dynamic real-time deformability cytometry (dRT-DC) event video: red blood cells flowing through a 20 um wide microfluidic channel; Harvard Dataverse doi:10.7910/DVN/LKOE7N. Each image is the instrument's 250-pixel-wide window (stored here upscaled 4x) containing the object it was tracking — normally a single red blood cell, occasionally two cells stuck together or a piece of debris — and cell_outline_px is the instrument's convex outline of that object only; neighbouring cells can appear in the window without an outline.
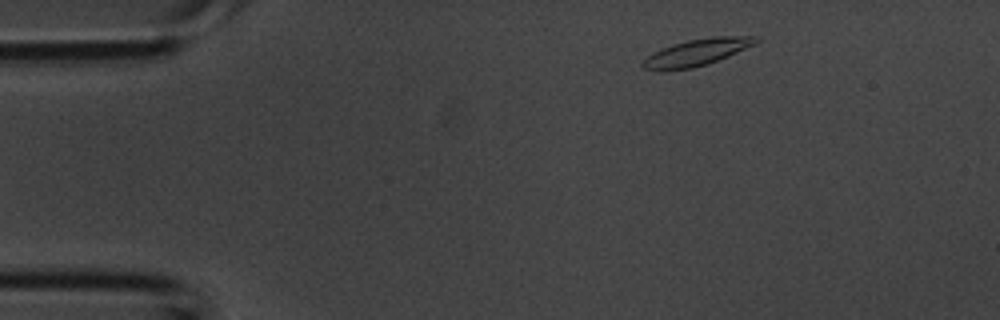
{"species": "common noctule bat (a hibernating species)", "species_latin": "Nyctalus noctula", "temperature_condition": "room temperature", "stored_images_in_passage": 3, "camera_frame_rate_fps": 3000, "um_per_image_px": 0.085, "animal": {"sex": "male", "body_mass_g": 20.1, "forearm_length_mm": 53.5}, "frame": {"image": 1, "passage_image": 1, "time_ms": 0.0, "image_size_px": [1000, 320], "cell_outline_px": [[760, 40], [756, 44], [716, 60], [692, 68], [644, 68], [640, 64], [652, 52], [672, 44], [688, 40], [712, 36], [760, 36]], "centroid_in_image_um": [59.3, 4.39], "position_along_channel_um": 25.7, "area_um2": 16.94}}
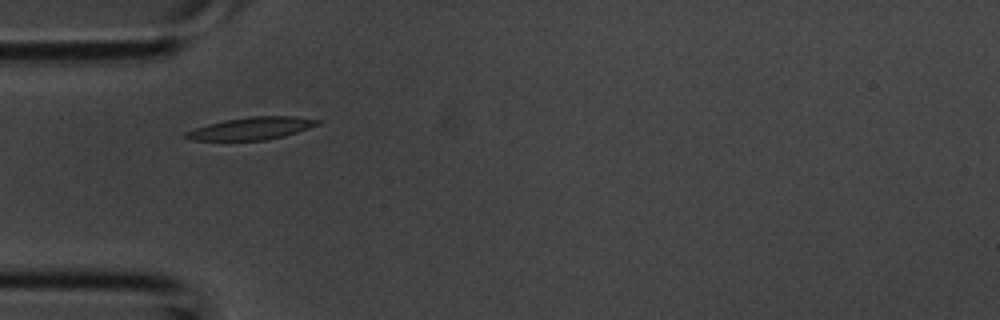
{"frame": {"image": 2, "passage_image": 2, "time_ms": 0.333, "image_size_px": [1000, 320], "cell_outline_px": [[320, 124], [284, 136], [264, 140], [192, 140], [184, 136], [184, 132], [208, 124], [224, 120], [248, 116], [296, 116], [320, 120]], "centroid_in_image_um": [21.38, 10.9], "position_along_channel_um": 63.6, "area_um2": 17.11}}
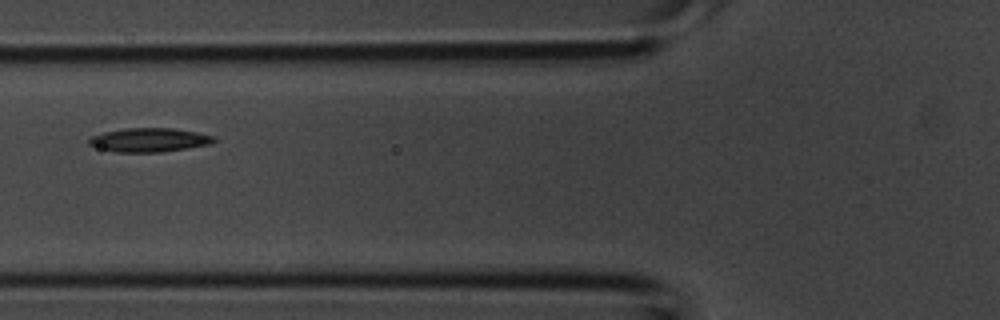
{"frame": {"image": 3, "passage_image": 3, "time_ms": 0.667, "image_size_px": [1000, 320], "cell_outline_px": [[216, 140], [208, 144], [160, 152], [116, 152], [100, 148], [88, 144], [88, 140], [92, 136], [104, 132], [124, 128], [172, 128], [196, 132], [212, 136]], "centroid_in_image_um": [12.63, 11.89], "position_along_channel_um": 113.2, "area_um2": 17.05}}